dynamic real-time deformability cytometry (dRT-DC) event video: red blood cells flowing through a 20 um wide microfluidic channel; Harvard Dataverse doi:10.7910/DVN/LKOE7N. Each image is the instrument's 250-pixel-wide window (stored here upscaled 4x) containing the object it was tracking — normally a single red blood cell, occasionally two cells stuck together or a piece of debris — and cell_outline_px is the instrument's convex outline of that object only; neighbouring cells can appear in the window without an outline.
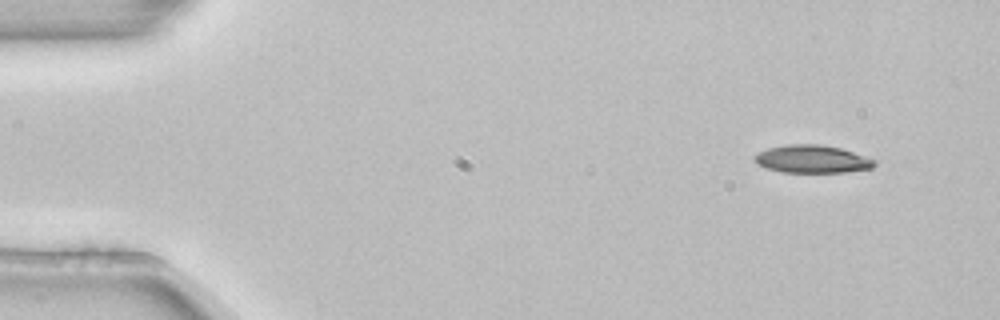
{"species": "common noctule bat (a hibernating species)", "species_latin": "Nyctalus noctula", "temperature_condition": "room temperature", "stored_images_in_passage": 3, "camera_frame_rate_fps": 3000, "um_per_image_px": 0.085, "animal": {"sex": "female", "body_mass_g": 22.7, "forearm_length_mm": 54.2}, "frame": {"image": 1, "passage_image": 1, "time_ms": 0.0, "image_size_px": [1000, 320], "cell_outline_px": [[880, 160], [872, 168], [844, 172], [780, 172], [756, 164], [752, 156], [768, 148], [788, 144], [820, 144], [840, 148]], "centroid_in_image_um": [69.06, 13.52], "position_along_channel_um": 15.9, "area_um2": 19.59}}
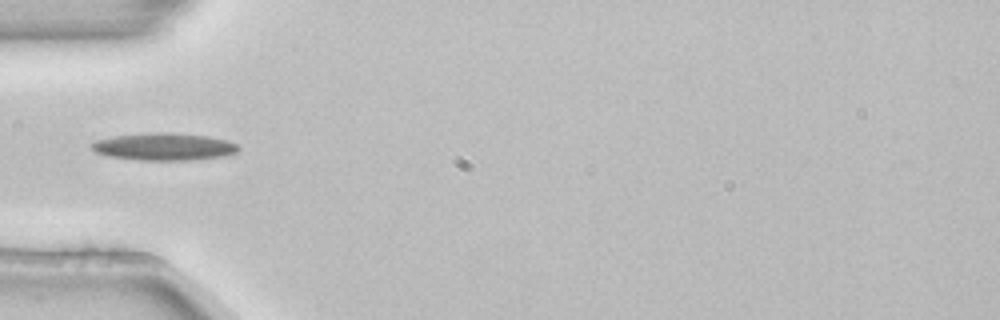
{"frame": {"image": 2, "passage_image": 3, "time_ms": 0.667, "image_size_px": [1000, 320], "cell_outline_px": [[240, 148], [236, 152], [224, 156], [192, 160], [140, 160], [108, 156], [96, 152], [88, 144], [96, 140], [112, 136], [148, 132], [172, 132], [208, 136], [228, 140], [236, 144]], "centroid_in_image_um": [13.93, 12.45], "position_along_channel_um": 71.1, "area_um2": 23.64}}